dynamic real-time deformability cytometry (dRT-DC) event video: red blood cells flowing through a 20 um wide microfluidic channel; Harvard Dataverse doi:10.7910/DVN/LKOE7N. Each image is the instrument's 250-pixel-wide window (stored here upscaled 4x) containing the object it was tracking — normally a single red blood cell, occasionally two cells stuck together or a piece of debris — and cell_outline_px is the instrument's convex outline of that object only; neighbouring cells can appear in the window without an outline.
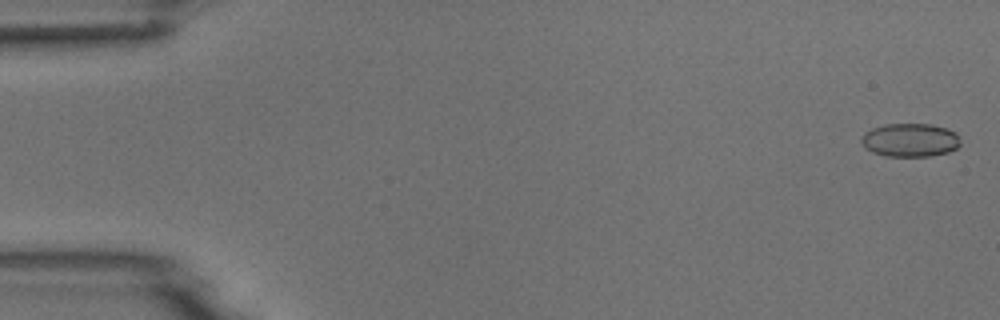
{"species": "common noctule bat (a hibernating species)", "species_latin": "Nyctalus noctula", "temperature_condition": "room temperature", "stored_images_in_passage": 6, "camera_frame_rate_fps": 3000, "um_per_image_px": 0.085, "animal": {"sex": "male", "body_mass_g": 18.8}, "frame": {"image": 1, "passage_image": 1, "time_ms": 0.0, "image_size_px": [1000, 320], "cell_outline_px": [[960, 144], [956, 148], [948, 152], [932, 156], [884, 156], [872, 152], [864, 148], [860, 140], [860, 136], [864, 132], [872, 128], [884, 124], [932, 124], [956, 132]], "centroid_in_image_um": [77.31, 11.91], "position_along_channel_um": 7.7, "area_um2": 19.48}}
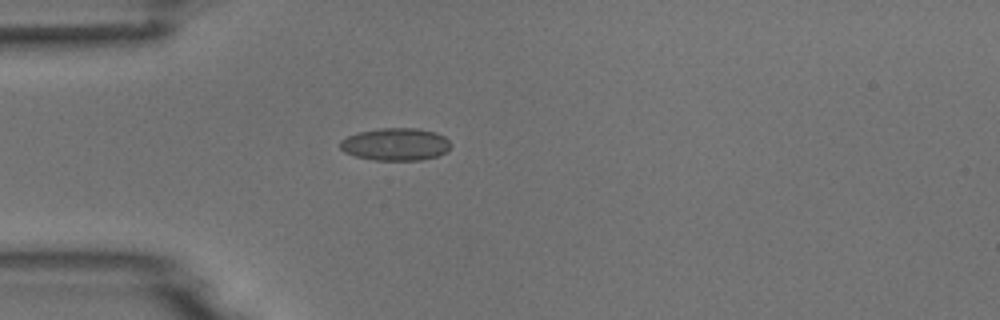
{"frame": {"image": 2, "passage_image": 5, "time_ms": 4.667, "image_size_px": [1000, 320], "cell_outline_px": [[452, 144], [448, 152], [436, 156], [420, 160], [372, 160], [356, 156], [344, 152], [340, 148], [340, 140], [348, 136], [360, 132], [380, 128], [420, 128], [436, 132], [444, 136]], "centroid_in_image_um": [33.65, 12.26], "position_along_channel_um": 51.3, "area_um2": 21.1}}